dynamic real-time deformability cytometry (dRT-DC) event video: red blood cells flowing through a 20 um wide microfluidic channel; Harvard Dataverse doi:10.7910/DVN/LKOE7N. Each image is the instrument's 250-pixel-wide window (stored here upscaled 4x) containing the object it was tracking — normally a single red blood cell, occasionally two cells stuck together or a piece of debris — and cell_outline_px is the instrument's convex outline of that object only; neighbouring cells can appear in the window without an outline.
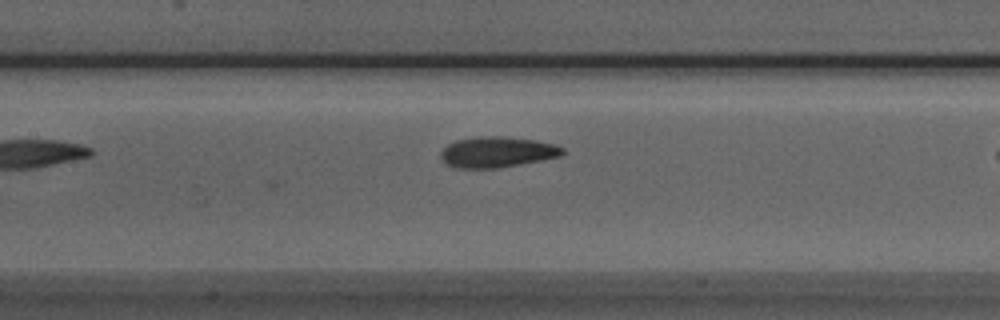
{"species": "Egyptian fruit bat (a non-hibernating species)", "species_latin": "Rousettus aegyptiacus", "temperature_condition": "room temperature", "stored_images_in_passage": 10, "camera_frame_rate_fps": 3000, "um_per_image_px": 0.085, "animal": {"sex": "male"}, "frame": {"image": 1, "passage_image": 10, "time_ms": 3.0, "image_size_px": [1000, 320], "cell_outline_px": [[564, 152], [560, 156], [520, 164], [496, 168], [456, 168], [448, 164], [440, 156], [440, 152], [448, 144], [456, 140], [480, 136], [500, 136], [536, 140], [556, 144], [564, 148]], "centroid_in_image_um": [42.26, 12.91], "position_along_channel_um": 165.1, "area_um2": 21.68}}